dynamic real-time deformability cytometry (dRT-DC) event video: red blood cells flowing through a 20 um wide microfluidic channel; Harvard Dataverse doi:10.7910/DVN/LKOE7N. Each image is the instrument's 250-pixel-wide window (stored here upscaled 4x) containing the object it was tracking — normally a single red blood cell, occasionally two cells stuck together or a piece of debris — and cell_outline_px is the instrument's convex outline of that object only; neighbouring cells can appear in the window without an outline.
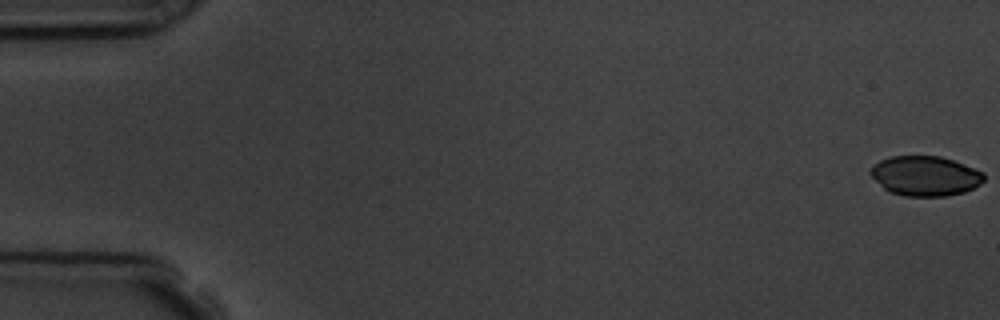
{"species": "common noctule bat (a hibernating species)", "species_latin": "Nyctalus noctula", "temperature_condition": "room temperature", "stored_images_in_passage": 7, "camera_frame_rate_fps": 3000, "um_per_image_px": 0.085, "animal": {"sex": "male", "body_mass_g": 19.5, "forearm_length_mm": 54.6}, "frame": {"image": 1, "passage_image": 1, "time_ms": 0.0, "image_size_px": [1000, 320], "cell_outline_px": [[984, 180], [980, 184], [964, 192], [944, 196], [904, 196], [892, 192], [884, 188], [868, 172], [872, 164], [880, 160], [892, 156], [940, 156], [952, 160], [984, 172]], "centroid_in_image_um": [78.63, 14.94], "position_along_channel_um": 6.4, "area_um2": 26.18}}
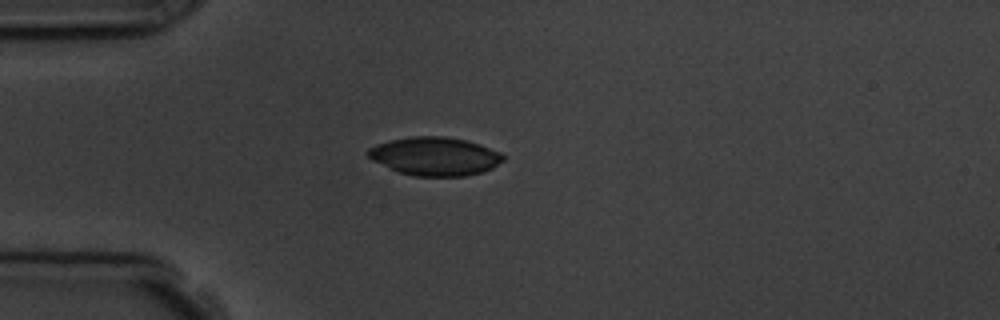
{"frame": {"image": 2, "passage_image": 5, "time_ms": 4.667, "image_size_px": [1000, 320], "cell_outline_px": [[504, 160], [492, 168], [484, 172], [464, 176], [416, 176], [400, 172], [372, 160], [364, 152], [368, 148], [376, 144], [392, 140], [412, 136], [444, 136], [464, 140], [480, 144], [500, 152], [504, 156]], "centroid_in_image_um": [36.97, 13.28], "position_along_channel_um": 48.0, "area_um2": 30.17}}